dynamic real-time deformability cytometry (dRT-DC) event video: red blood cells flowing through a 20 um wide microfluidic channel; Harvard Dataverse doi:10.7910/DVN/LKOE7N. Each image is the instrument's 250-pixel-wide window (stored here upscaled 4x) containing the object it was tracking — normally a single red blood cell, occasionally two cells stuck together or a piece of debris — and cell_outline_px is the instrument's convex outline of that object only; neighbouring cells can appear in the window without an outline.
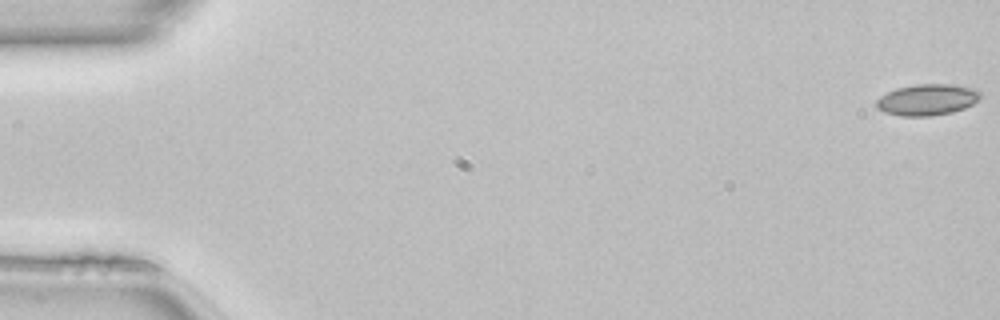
{"species": "common noctule bat (a hibernating species)", "species_latin": "Nyctalus noctula", "temperature_condition": "room temperature", "stored_images_in_passage": 50, "camera_frame_rate_fps": 3000, "um_per_image_px": 0.085, "animal": {"sex": "female", "body_mass_g": 22.7, "forearm_length_mm": 54.2}, "frame": {"image": 1, "passage_image": 1, "time_ms": 0.0, "image_size_px": [1000, 320], "cell_outline_px": [[984, 96], [972, 104], [964, 108], [952, 112], [932, 116], [900, 116], [884, 112], [876, 108], [876, 100], [880, 96], [896, 88], [916, 84], [948, 84], [976, 88]], "centroid_in_image_um": [78.82, 8.47], "position_along_channel_um": 6.2, "area_um2": 19.13}}
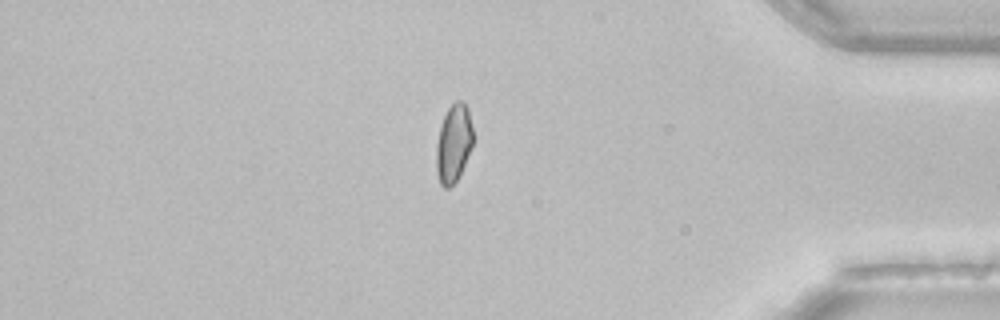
{"frame": {"image": 2, "passage_image": 43, "time_ms": 14.0, "image_size_px": [1000, 320], "cell_outline_px": [[472, 144], [464, 164], [456, 180], [448, 188], [444, 188], [440, 184], [436, 172], [436, 144], [440, 128], [444, 116], [448, 108], [456, 100], [460, 100], [468, 108], [472, 128]], "centroid_in_image_um": [38.53, 12.19], "position_along_channel_um": 396.7, "area_um2": 16.42}}
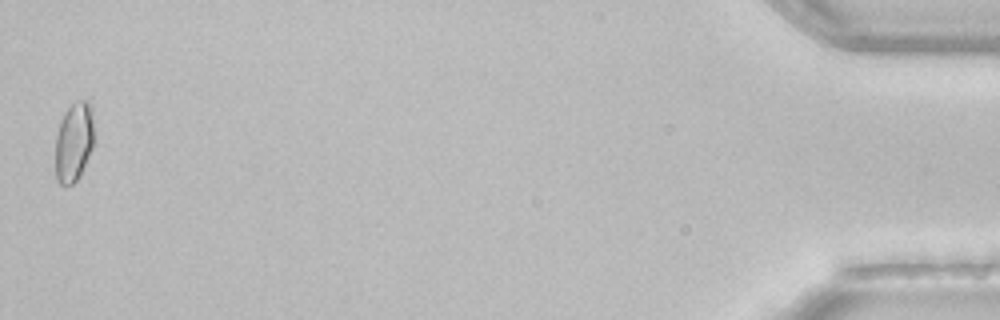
{"frame": {"image": 3, "passage_image": 50, "time_ms": 16.333, "image_size_px": [1000, 320], "cell_outline_px": [[92, 148], [80, 176], [72, 184], [64, 188], [56, 180], [56, 136], [64, 112], [76, 100], [88, 100], [92, 104]], "centroid_in_image_um": [6.27, 12.08], "position_along_channel_um": 428.9, "area_um2": 17.86}, "authors_computed_cell_mechanics": {"area_um2": 17.5134, "velocity_mm_per_s": 4.1355, "shape_relaxation_time_tau1_ms": 9.6305, "shape_relaxation_time_tau2_ms": 1.8589, "deformation_change_tau1": 0.1422, "deformation_change_tau2": 0.0443}}